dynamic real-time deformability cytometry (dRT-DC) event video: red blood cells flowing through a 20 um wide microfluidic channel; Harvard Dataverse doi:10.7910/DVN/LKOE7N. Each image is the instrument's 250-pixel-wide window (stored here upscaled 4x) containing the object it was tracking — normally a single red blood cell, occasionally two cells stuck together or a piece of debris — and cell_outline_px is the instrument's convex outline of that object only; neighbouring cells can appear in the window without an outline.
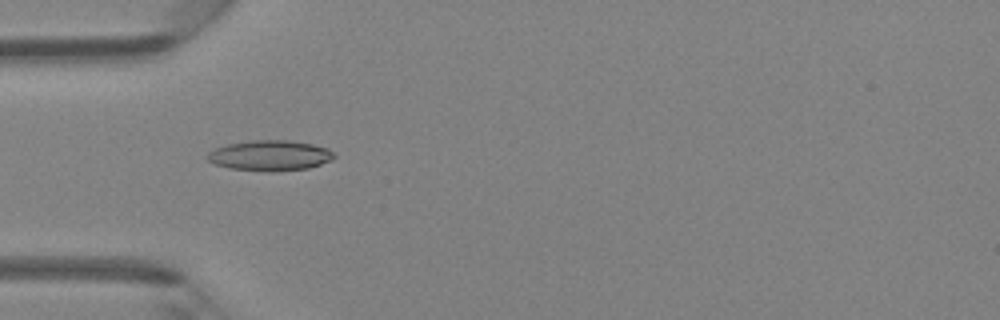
{"species": "Egyptian fruit bat (a non-hibernating species)", "species_latin": "Rousettus aegyptiacus", "temperature_condition": "room temperature", "stored_images_in_passage": 1, "camera_frame_rate_fps": 3000, "um_per_image_px": 0.085, "animal": {"sex": "female"}, "frame": {"image": 1, "passage_image": 1, "time_ms": 0.0, "image_size_px": [1000, 320], "cell_outline_px": [[336, 156], [332, 160], [308, 168], [272, 172], [268, 172], [228, 168], [216, 164], [208, 160], [208, 152], [216, 148], [228, 144], [252, 140], [288, 140], [312, 144], [328, 148]], "centroid_in_image_um": [22.96, 13.22], "position_along_channel_um": 62.0, "area_um2": 22.43}}